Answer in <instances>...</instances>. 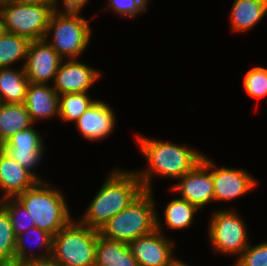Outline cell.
Here are the masks:
<instances>
[{
  "instance_id": "6da1fadb",
  "label": "cell",
  "mask_w": 267,
  "mask_h": 266,
  "mask_svg": "<svg viewBox=\"0 0 267 266\" xmlns=\"http://www.w3.org/2000/svg\"><path fill=\"white\" fill-rule=\"evenodd\" d=\"M140 152L146 158L148 166L143 171H137L144 190L152 191L153 176L180 179L193 169L204 154L184 145H175L170 141H158L136 134Z\"/></svg>"
},
{
  "instance_id": "7a4b0ae2",
  "label": "cell",
  "mask_w": 267,
  "mask_h": 266,
  "mask_svg": "<svg viewBox=\"0 0 267 266\" xmlns=\"http://www.w3.org/2000/svg\"><path fill=\"white\" fill-rule=\"evenodd\" d=\"M112 172V173H111ZM104 180L83 217L78 220L89 228H100L112 217L124 210L143 191L141 181L134 171L114 169Z\"/></svg>"
},
{
  "instance_id": "3957f363",
  "label": "cell",
  "mask_w": 267,
  "mask_h": 266,
  "mask_svg": "<svg viewBox=\"0 0 267 266\" xmlns=\"http://www.w3.org/2000/svg\"><path fill=\"white\" fill-rule=\"evenodd\" d=\"M46 181H38L32 188L15 198L25 207L35 227L56 235L71 220L64 195Z\"/></svg>"
},
{
  "instance_id": "277c9868",
  "label": "cell",
  "mask_w": 267,
  "mask_h": 266,
  "mask_svg": "<svg viewBox=\"0 0 267 266\" xmlns=\"http://www.w3.org/2000/svg\"><path fill=\"white\" fill-rule=\"evenodd\" d=\"M153 191L144 190L124 210L107 221L99 230L104 238L129 244L156 229Z\"/></svg>"
},
{
  "instance_id": "5b68a950",
  "label": "cell",
  "mask_w": 267,
  "mask_h": 266,
  "mask_svg": "<svg viewBox=\"0 0 267 266\" xmlns=\"http://www.w3.org/2000/svg\"><path fill=\"white\" fill-rule=\"evenodd\" d=\"M99 230L71 220L53 236L50 259L60 266H95Z\"/></svg>"
},
{
  "instance_id": "8992f818",
  "label": "cell",
  "mask_w": 267,
  "mask_h": 266,
  "mask_svg": "<svg viewBox=\"0 0 267 266\" xmlns=\"http://www.w3.org/2000/svg\"><path fill=\"white\" fill-rule=\"evenodd\" d=\"M63 59H77L86 49L90 38L89 21L79 13H64L54 11L50 17L47 32L44 37ZM65 57V58H64Z\"/></svg>"
},
{
  "instance_id": "52a82bcc",
  "label": "cell",
  "mask_w": 267,
  "mask_h": 266,
  "mask_svg": "<svg viewBox=\"0 0 267 266\" xmlns=\"http://www.w3.org/2000/svg\"><path fill=\"white\" fill-rule=\"evenodd\" d=\"M55 4H23L13 0L0 3V13L8 33L29 41L44 39Z\"/></svg>"
},
{
  "instance_id": "ba28073f",
  "label": "cell",
  "mask_w": 267,
  "mask_h": 266,
  "mask_svg": "<svg viewBox=\"0 0 267 266\" xmlns=\"http://www.w3.org/2000/svg\"><path fill=\"white\" fill-rule=\"evenodd\" d=\"M233 208L220 209L211 216L208 236L216 253L236 254L239 257L249 245L248 233L244 221Z\"/></svg>"
},
{
  "instance_id": "9c48e42d",
  "label": "cell",
  "mask_w": 267,
  "mask_h": 266,
  "mask_svg": "<svg viewBox=\"0 0 267 266\" xmlns=\"http://www.w3.org/2000/svg\"><path fill=\"white\" fill-rule=\"evenodd\" d=\"M178 180L180 182L172 185L171 190L179 191V198L187 200L199 210L208 203L214 202L212 161L206 156H203L193 169Z\"/></svg>"
},
{
  "instance_id": "30bf717a",
  "label": "cell",
  "mask_w": 267,
  "mask_h": 266,
  "mask_svg": "<svg viewBox=\"0 0 267 266\" xmlns=\"http://www.w3.org/2000/svg\"><path fill=\"white\" fill-rule=\"evenodd\" d=\"M161 228L156 212V229L128 244L138 266H167L175 258L173 242L164 237Z\"/></svg>"
},
{
  "instance_id": "8fae6325",
  "label": "cell",
  "mask_w": 267,
  "mask_h": 266,
  "mask_svg": "<svg viewBox=\"0 0 267 266\" xmlns=\"http://www.w3.org/2000/svg\"><path fill=\"white\" fill-rule=\"evenodd\" d=\"M40 39L30 41L24 67L26 77L30 83L47 84L53 80L63 58L48 43Z\"/></svg>"
},
{
  "instance_id": "7c38bea8",
  "label": "cell",
  "mask_w": 267,
  "mask_h": 266,
  "mask_svg": "<svg viewBox=\"0 0 267 266\" xmlns=\"http://www.w3.org/2000/svg\"><path fill=\"white\" fill-rule=\"evenodd\" d=\"M100 75L98 70L77 59H66L59 65L52 87L58 95L87 92Z\"/></svg>"
},
{
  "instance_id": "4fadbf2b",
  "label": "cell",
  "mask_w": 267,
  "mask_h": 266,
  "mask_svg": "<svg viewBox=\"0 0 267 266\" xmlns=\"http://www.w3.org/2000/svg\"><path fill=\"white\" fill-rule=\"evenodd\" d=\"M214 201H231L252 191L257 181L245 169L221 167L212 162Z\"/></svg>"
},
{
  "instance_id": "5bb4252c",
  "label": "cell",
  "mask_w": 267,
  "mask_h": 266,
  "mask_svg": "<svg viewBox=\"0 0 267 266\" xmlns=\"http://www.w3.org/2000/svg\"><path fill=\"white\" fill-rule=\"evenodd\" d=\"M113 109L103 102L96 100L81 114L75 122L77 130L85 139L98 141L108 137L115 127Z\"/></svg>"
},
{
  "instance_id": "9a60e30c",
  "label": "cell",
  "mask_w": 267,
  "mask_h": 266,
  "mask_svg": "<svg viewBox=\"0 0 267 266\" xmlns=\"http://www.w3.org/2000/svg\"><path fill=\"white\" fill-rule=\"evenodd\" d=\"M37 182L29 171L0 148V189L4 191L0 199L15 198Z\"/></svg>"
},
{
  "instance_id": "2e32d148",
  "label": "cell",
  "mask_w": 267,
  "mask_h": 266,
  "mask_svg": "<svg viewBox=\"0 0 267 266\" xmlns=\"http://www.w3.org/2000/svg\"><path fill=\"white\" fill-rule=\"evenodd\" d=\"M23 104L34 123L59 116V95L47 84L29 83Z\"/></svg>"
},
{
  "instance_id": "e0dca14e",
  "label": "cell",
  "mask_w": 267,
  "mask_h": 266,
  "mask_svg": "<svg viewBox=\"0 0 267 266\" xmlns=\"http://www.w3.org/2000/svg\"><path fill=\"white\" fill-rule=\"evenodd\" d=\"M95 266H138L129 245L98 234Z\"/></svg>"
},
{
  "instance_id": "ac0fdd59",
  "label": "cell",
  "mask_w": 267,
  "mask_h": 266,
  "mask_svg": "<svg viewBox=\"0 0 267 266\" xmlns=\"http://www.w3.org/2000/svg\"><path fill=\"white\" fill-rule=\"evenodd\" d=\"M267 13V0H235L230 12L232 29L245 32L258 24Z\"/></svg>"
},
{
  "instance_id": "d6986e66",
  "label": "cell",
  "mask_w": 267,
  "mask_h": 266,
  "mask_svg": "<svg viewBox=\"0 0 267 266\" xmlns=\"http://www.w3.org/2000/svg\"><path fill=\"white\" fill-rule=\"evenodd\" d=\"M33 123L23 103H0V146Z\"/></svg>"
},
{
  "instance_id": "ffe728a7",
  "label": "cell",
  "mask_w": 267,
  "mask_h": 266,
  "mask_svg": "<svg viewBox=\"0 0 267 266\" xmlns=\"http://www.w3.org/2000/svg\"><path fill=\"white\" fill-rule=\"evenodd\" d=\"M21 67L0 68V103H24L30 82Z\"/></svg>"
},
{
  "instance_id": "44dd1931",
  "label": "cell",
  "mask_w": 267,
  "mask_h": 266,
  "mask_svg": "<svg viewBox=\"0 0 267 266\" xmlns=\"http://www.w3.org/2000/svg\"><path fill=\"white\" fill-rule=\"evenodd\" d=\"M26 235L29 237V238L27 237L26 239L34 238L35 239L34 244L37 243L40 246L41 250L43 248L44 253L42 252L40 255L34 253L32 254L31 248L30 249L27 248L28 244H26L27 241H25ZM52 244H53V236L50 233H47L39 229L38 227H33L16 237L15 261L19 263H24L28 261L48 260L50 259L52 254ZM28 252L30 253V255H28Z\"/></svg>"
},
{
  "instance_id": "7402d4cb",
  "label": "cell",
  "mask_w": 267,
  "mask_h": 266,
  "mask_svg": "<svg viewBox=\"0 0 267 266\" xmlns=\"http://www.w3.org/2000/svg\"><path fill=\"white\" fill-rule=\"evenodd\" d=\"M165 223L170 229H185L193 223L198 208L187 200L174 198L164 208Z\"/></svg>"
},
{
  "instance_id": "603a6c76",
  "label": "cell",
  "mask_w": 267,
  "mask_h": 266,
  "mask_svg": "<svg viewBox=\"0 0 267 266\" xmlns=\"http://www.w3.org/2000/svg\"><path fill=\"white\" fill-rule=\"evenodd\" d=\"M30 41L17 34L5 32L0 36V68L10 66L21 59H26Z\"/></svg>"
},
{
  "instance_id": "cb8c5ba5",
  "label": "cell",
  "mask_w": 267,
  "mask_h": 266,
  "mask_svg": "<svg viewBox=\"0 0 267 266\" xmlns=\"http://www.w3.org/2000/svg\"><path fill=\"white\" fill-rule=\"evenodd\" d=\"M95 101V99L89 98L87 92L60 94L58 118L64 122H76Z\"/></svg>"
},
{
  "instance_id": "d4e9b609",
  "label": "cell",
  "mask_w": 267,
  "mask_h": 266,
  "mask_svg": "<svg viewBox=\"0 0 267 266\" xmlns=\"http://www.w3.org/2000/svg\"><path fill=\"white\" fill-rule=\"evenodd\" d=\"M0 205L9 215L16 237L35 227L28 211L16 198L0 199Z\"/></svg>"
},
{
  "instance_id": "484cf974",
  "label": "cell",
  "mask_w": 267,
  "mask_h": 266,
  "mask_svg": "<svg viewBox=\"0 0 267 266\" xmlns=\"http://www.w3.org/2000/svg\"><path fill=\"white\" fill-rule=\"evenodd\" d=\"M16 235L6 210L0 205V262L15 261Z\"/></svg>"
},
{
  "instance_id": "4316f807",
  "label": "cell",
  "mask_w": 267,
  "mask_h": 266,
  "mask_svg": "<svg viewBox=\"0 0 267 266\" xmlns=\"http://www.w3.org/2000/svg\"><path fill=\"white\" fill-rule=\"evenodd\" d=\"M41 134L34 128L16 132L5 143L1 149H45Z\"/></svg>"
},
{
  "instance_id": "83f0119b",
  "label": "cell",
  "mask_w": 267,
  "mask_h": 266,
  "mask_svg": "<svg viewBox=\"0 0 267 266\" xmlns=\"http://www.w3.org/2000/svg\"><path fill=\"white\" fill-rule=\"evenodd\" d=\"M245 91L253 98L260 99L267 95V68L254 67L250 69L243 81Z\"/></svg>"
},
{
  "instance_id": "f1b7e54d",
  "label": "cell",
  "mask_w": 267,
  "mask_h": 266,
  "mask_svg": "<svg viewBox=\"0 0 267 266\" xmlns=\"http://www.w3.org/2000/svg\"><path fill=\"white\" fill-rule=\"evenodd\" d=\"M23 168L29 171L38 181H43L32 169L40 163L45 149H2Z\"/></svg>"
},
{
  "instance_id": "f546056e",
  "label": "cell",
  "mask_w": 267,
  "mask_h": 266,
  "mask_svg": "<svg viewBox=\"0 0 267 266\" xmlns=\"http://www.w3.org/2000/svg\"><path fill=\"white\" fill-rule=\"evenodd\" d=\"M237 260L233 266H267V241L254 247L249 244Z\"/></svg>"
},
{
  "instance_id": "4dcf8cb0",
  "label": "cell",
  "mask_w": 267,
  "mask_h": 266,
  "mask_svg": "<svg viewBox=\"0 0 267 266\" xmlns=\"http://www.w3.org/2000/svg\"><path fill=\"white\" fill-rule=\"evenodd\" d=\"M107 3L105 10L109 7L121 16L133 18L140 12H146L149 2L147 0H107Z\"/></svg>"
},
{
  "instance_id": "1f68e13d",
  "label": "cell",
  "mask_w": 267,
  "mask_h": 266,
  "mask_svg": "<svg viewBox=\"0 0 267 266\" xmlns=\"http://www.w3.org/2000/svg\"><path fill=\"white\" fill-rule=\"evenodd\" d=\"M89 0H62V7L64 13H80L81 9L87 4ZM59 2L55 0L54 11L60 12L58 9Z\"/></svg>"
},
{
  "instance_id": "d6a6232c",
  "label": "cell",
  "mask_w": 267,
  "mask_h": 266,
  "mask_svg": "<svg viewBox=\"0 0 267 266\" xmlns=\"http://www.w3.org/2000/svg\"><path fill=\"white\" fill-rule=\"evenodd\" d=\"M23 266H60L51 259L24 262Z\"/></svg>"
},
{
  "instance_id": "836d02e7",
  "label": "cell",
  "mask_w": 267,
  "mask_h": 266,
  "mask_svg": "<svg viewBox=\"0 0 267 266\" xmlns=\"http://www.w3.org/2000/svg\"><path fill=\"white\" fill-rule=\"evenodd\" d=\"M23 4H55V0H13Z\"/></svg>"
},
{
  "instance_id": "e575fe53",
  "label": "cell",
  "mask_w": 267,
  "mask_h": 266,
  "mask_svg": "<svg viewBox=\"0 0 267 266\" xmlns=\"http://www.w3.org/2000/svg\"><path fill=\"white\" fill-rule=\"evenodd\" d=\"M167 266H189L183 261H180L177 257L174 258Z\"/></svg>"
},
{
  "instance_id": "d590c367",
  "label": "cell",
  "mask_w": 267,
  "mask_h": 266,
  "mask_svg": "<svg viewBox=\"0 0 267 266\" xmlns=\"http://www.w3.org/2000/svg\"><path fill=\"white\" fill-rule=\"evenodd\" d=\"M0 266H23V263H19L16 261L13 262H0Z\"/></svg>"
},
{
  "instance_id": "8d00e7d4",
  "label": "cell",
  "mask_w": 267,
  "mask_h": 266,
  "mask_svg": "<svg viewBox=\"0 0 267 266\" xmlns=\"http://www.w3.org/2000/svg\"><path fill=\"white\" fill-rule=\"evenodd\" d=\"M5 32L6 30H5L4 20L0 13V36L3 35Z\"/></svg>"
}]
</instances>
